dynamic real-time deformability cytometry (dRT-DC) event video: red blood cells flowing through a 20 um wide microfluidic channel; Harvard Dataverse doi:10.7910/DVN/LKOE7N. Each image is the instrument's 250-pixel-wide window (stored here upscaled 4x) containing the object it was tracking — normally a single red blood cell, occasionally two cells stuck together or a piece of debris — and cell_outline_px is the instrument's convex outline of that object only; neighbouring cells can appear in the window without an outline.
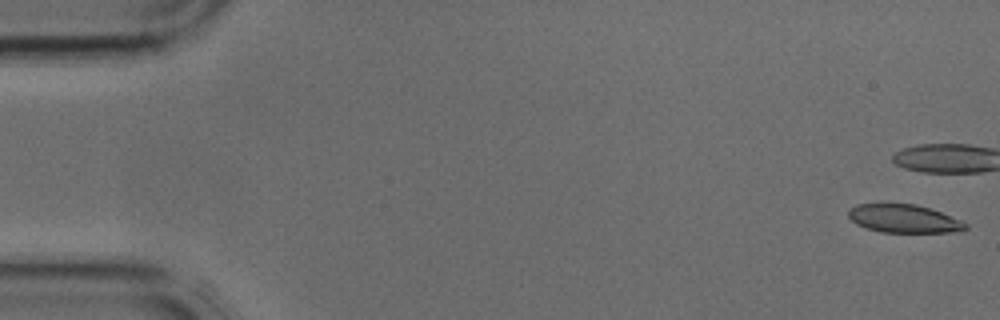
{"species": "common noctule bat (a hibernating species)", "species_latin": "Nyctalus noctula", "temperature_condition": "cold", "stored_images_in_passage": 33, "camera_frame_rate_fps": 3000, "um_per_image_px": 0.085, "animal": {"sex": "male", "body_mass_g": 17.9, "forearm_length_mm": 54.2}, "frame": {"image": 1, "passage_image": 1, "time_ms": 0.0, "image_size_px": [1000, 320], "cell_outline_px": [[968, 228], [960, 232], [880, 232], [856, 224], [848, 216], [848, 208], [856, 204], [916, 204], [940, 212], [960, 220], [968, 224]], "centroid_in_image_um": [76.82, 18.59], "position_along_channel_um": 8.2, "area_um2": 19.19}}